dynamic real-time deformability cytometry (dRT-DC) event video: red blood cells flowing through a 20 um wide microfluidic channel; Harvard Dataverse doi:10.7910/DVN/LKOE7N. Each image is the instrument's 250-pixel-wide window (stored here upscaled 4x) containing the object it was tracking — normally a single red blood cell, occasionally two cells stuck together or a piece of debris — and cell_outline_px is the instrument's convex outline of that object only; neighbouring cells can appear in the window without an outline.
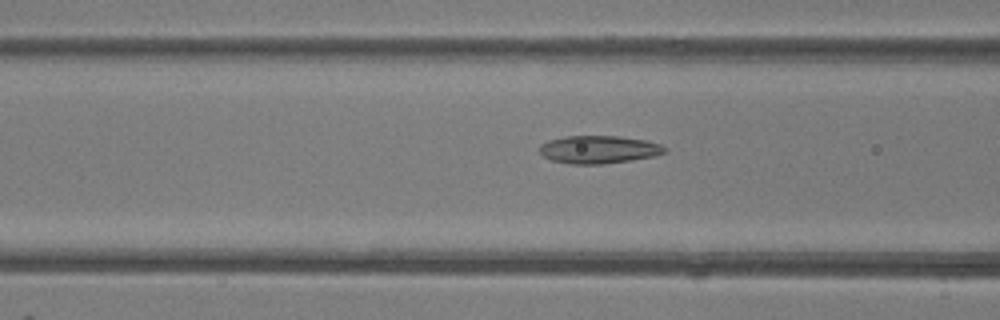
{"species": "common noctule bat (a hibernating species)", "species_latin": "Nyctalus noctula", "temperature_condition": "room temperature", "stored_images_in_passage": 29, "camera_frame_rate_fps": 3000, "um_per_image_px": 0.085, "animal": {"sex": "female"}, "frame": {"image": 1, "passage_image": 5, "time_ms": 1.333, "image_size_px": [1000, 320], "cell_outline_px": [[668, 152], [656, 156], [632, 160], [600, 164], [572, 164], [552, 160], [544, 156], [540, 152], [540, 144], [548, 140], [564, 136], [620, 136], [644, 140], [660, 144], [668, 148]], "centroid_in_image_um": [50.93, 12.7], "position_along_channel_um": 115.7, "area_um2": 20.4}}
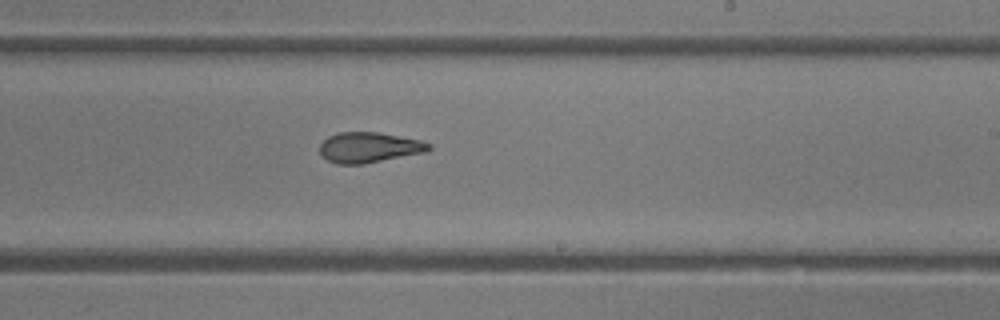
{"frame": {"image": 2, "passage_image": 15, "time_ms": 4.667, "image_size_px": [1000, 320], "cell_outline_px": [[432, 148], [428, 152], [364, 164], [336, 164], [328, 160], [320, 152], [320, 144], [328, 136], [336, 132], [380, 132], [420, 140], [432, 144]], "centroid_in_image_um": [31.41, 12.53], "position_along_channel_um": 257.6, "area_um2": 19.54}}
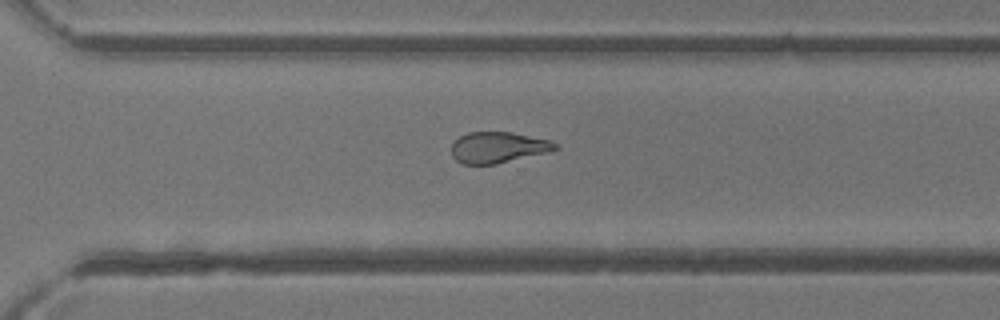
{"frame": {"image": 3, "passage_image": 20, "time_ms": 6.333, "image_size_px": [1000, 320], "cell_outline_px": [[560, 148], [548, 152], [496, 164], [464, 164], [456, 160], [452, 156], [452, 144], [460, 136], [468, 132], [512, 132], [548, 140], [556, 144]], "centroid_in_image_um": [42.32, 12.53], "position_along_channel_um": 328.3, "area_um2": 18.61}, "authors_computed_cell_mechanics": {"area_um2": 19.8832, "velocity_mm_per_s": 4.2505, "shape_relaxation_time_tau1_ms": 6.87, "shape_relaxation_time_tau2_ms": 2.5072, "deformation_change_tau1": 0.1801, "deformation_change_tau2": 0.1012}}